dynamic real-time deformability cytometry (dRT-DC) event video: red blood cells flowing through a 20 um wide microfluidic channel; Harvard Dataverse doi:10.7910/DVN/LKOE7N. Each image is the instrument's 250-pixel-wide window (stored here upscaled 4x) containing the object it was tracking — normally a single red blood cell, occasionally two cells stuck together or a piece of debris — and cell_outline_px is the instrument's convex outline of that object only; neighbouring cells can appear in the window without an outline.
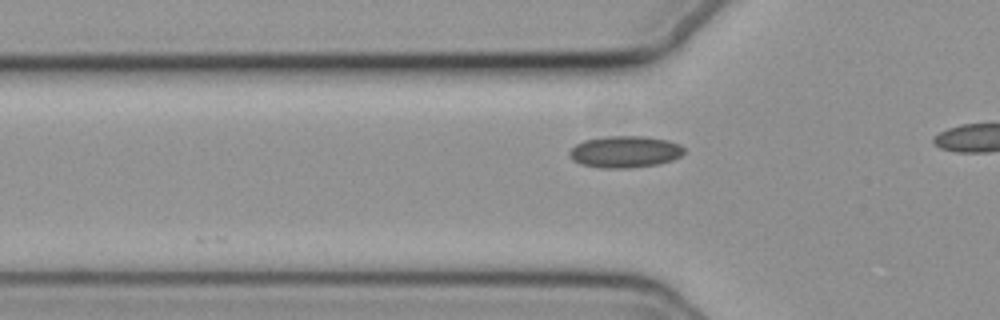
{"species": "common noctule bat (a hibernating species)", "species_latin": "Nyctalus noctula", "temperature_condition": "cold", "stored_images_in_passage": 12, "camera_frame_rate_fps": 3000, "um_per_image_px": 0.085, "animal": {"sex": "female", "body_mass_g": 19.3, "forearm_length_mm": 54.1}, "frame": {"image": 1, "passage_image": 6, "time_ms": 1.667, "image_size_px": [1000, 320], "cell_outline_px": [[684, 152], [680, 156], [672, 160], [660, 164], [628, 168], [600, 168], [580, 164], [572, 160], [568, 156], [568, 152], [576, 144], [584, 140], [608, 136], [644, 136], [668, 140], [680, 144], [684, 148]], "centroid_in_image_um": [53.11, 12.9], "position_along_channel_um": 72.7, "area_um2": 21.39}}
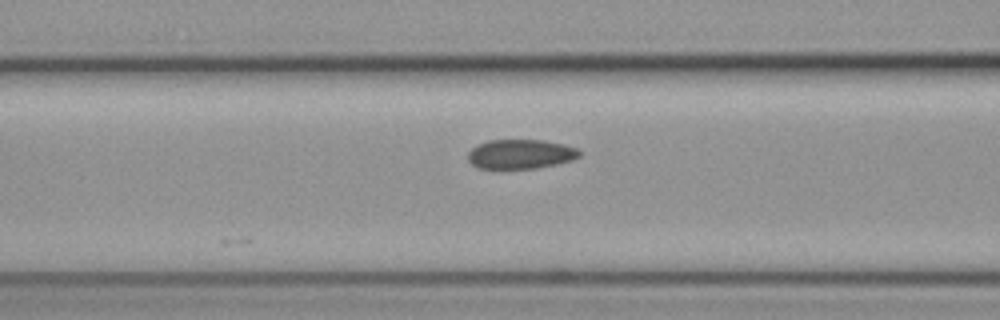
{"frame": {"image": 2, "passage_image": 10, "time_ms": 3.0, "image_size_px": [1000, 320], "cell_outline_px": [[580, 156], [572, 160], [556, 164], [536, 168], [476, 168], [468, 160], [468, 152], [476, 144], [488, 140], [544, 140], [564, 144], [576, 148], [580, 152]], "centroid_in_image_um": [44.22, 13.09], "position_along_channel_um": 122.4, "area_um2": 19.13}}